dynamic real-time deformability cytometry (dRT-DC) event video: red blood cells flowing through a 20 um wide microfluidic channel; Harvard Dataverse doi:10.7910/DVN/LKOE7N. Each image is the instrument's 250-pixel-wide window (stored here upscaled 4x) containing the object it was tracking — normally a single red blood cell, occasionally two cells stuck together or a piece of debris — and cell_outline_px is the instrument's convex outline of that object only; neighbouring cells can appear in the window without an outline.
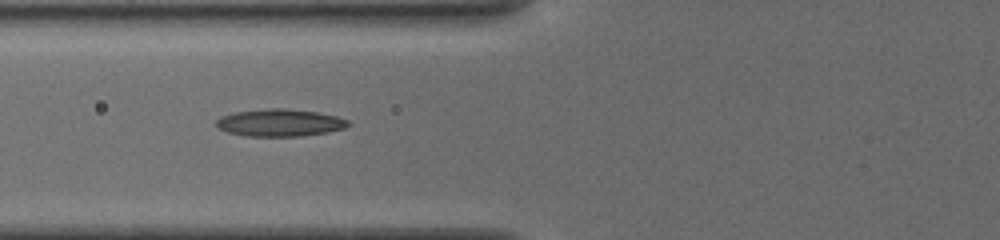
{"species": "common noctule bat (a hibernating species)", "species_latin": "Nyctalus noctula", "temperature_condition": "cold", "stored_images_in_passage": 16, "camera_frame_rate_fps": 3000, "um_per_image_px": 0.085, "animal": {"sex": "female", "body_mass_g": 19.5, "forearm_length_mm": 54.1}, "frame": {"image": 1, "passage_image": 2, "time_ms": 0.667, "image_size_px": [1000, 240], "cell_outline_px": [[352, 124], [344, 128], [328, 132], [300, 136], [244, 136], [228, 132], [216, 128], [216, 120], [220, 116], [236, 112], [268, 108], [284, 108], [316, 112], [336, 116], [348, 120]], "centroid_in_image_um": [23.77, 10.43], "position_along_channel_um": 102.0, "area_um2": 21.04}}
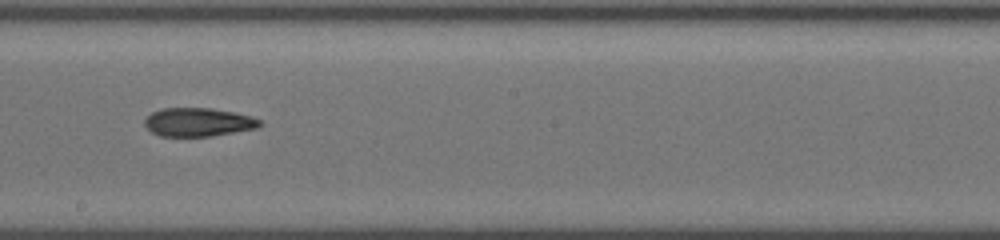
{"frame": {"image": 2, "passage_image": 10, "time_ms": 4.0, "image_size_px": [1000, 240], "cell_outline_px": [[264, 124], [256, 128], [212, 136], [160, 136], [152, 132], [144, 124], [144, 120], [152, 112], [164, 108], [212, 108], [252, 116], [260, 120]], "centroid_in_image_um": [16.86, 10.38], "position_along_channel_um": 231.3, "area_um2": 19.07}}
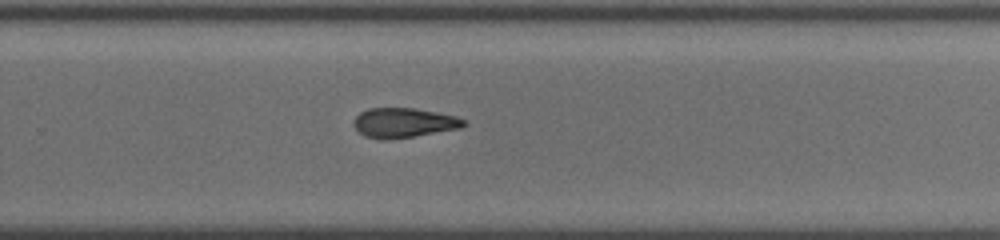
{"frame": {"image": 3, "passage_image": 14, "time_ms": 5.667, "image_size_px": [1000, 240], "cell_outline_px": [[468, 124], [460, 128], [412, 136], [364, 136], [356, 128], [356, 116], [360, 112], [368, 108], [416, 108], [456, 116], [468, 120]], "centroid_in_image_um": [34.43, 10.37], "position_along_channel_um": 295.4, "area_um2": 18.15}}